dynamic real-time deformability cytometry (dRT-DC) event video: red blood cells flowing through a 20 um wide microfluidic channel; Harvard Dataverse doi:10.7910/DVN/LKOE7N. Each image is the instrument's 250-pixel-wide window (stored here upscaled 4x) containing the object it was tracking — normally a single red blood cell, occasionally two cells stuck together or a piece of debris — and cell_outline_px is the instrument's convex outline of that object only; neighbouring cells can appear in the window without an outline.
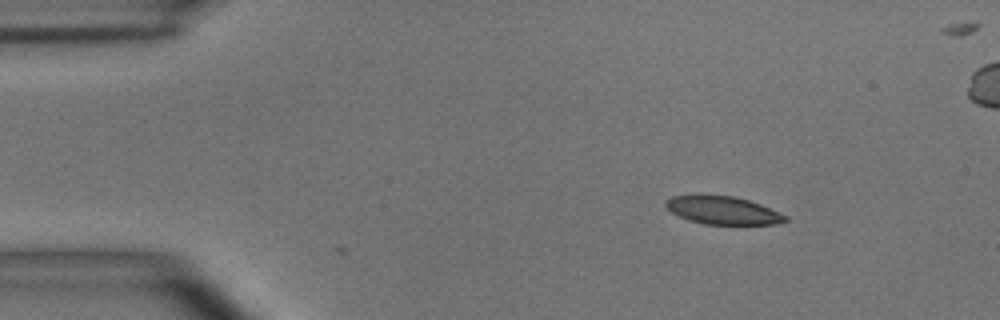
{"species": "common noctule bat (a hibernating species)", "species_latin": "Nyctalus noctula", "temperature_condition": "room temperature", "stored_images_in_passage": 4, "camera_frame_rate_fps": 3000, "um_per_image_px": 0.085, "animal": {"sex": "male", "body_mass_g": 15.6}, "frame": {"image": 1, "passage_image": 1, "time_ms": 0.0, "image_size_px": [1000, 320], "cell_outline_px": [[788, 220], [776, 224], [704, 224], [688, 220], [672, 212], [664, 204], [664, 200], [672, 196], [696, 192], [700, 192], [736, 196], [760, 204], [788, 216]], "centroid_in_image_um": [61.37, 17.82], "position_along_channel_um": 23.6, "area_um2": 20.17}}